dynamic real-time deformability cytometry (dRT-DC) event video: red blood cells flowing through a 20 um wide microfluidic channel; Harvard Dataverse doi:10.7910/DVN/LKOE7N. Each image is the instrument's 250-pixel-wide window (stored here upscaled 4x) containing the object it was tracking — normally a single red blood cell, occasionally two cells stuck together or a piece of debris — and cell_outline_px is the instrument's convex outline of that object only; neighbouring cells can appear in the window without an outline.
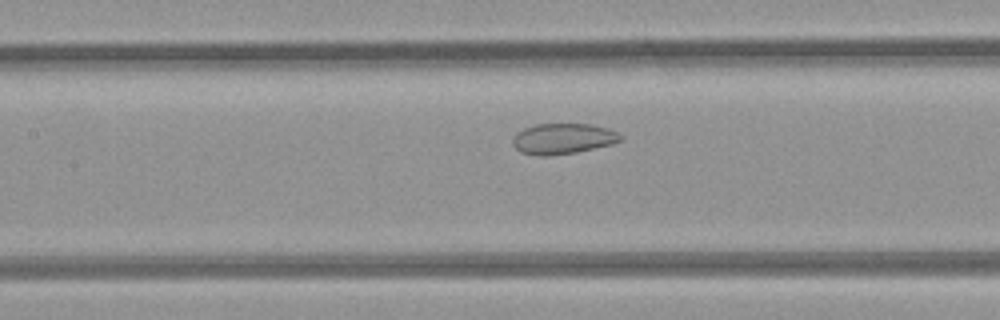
{"species": "common noctule bat (a hibernating species)", "species_latin": "Nyctalus noctula", "temperature_condition": "room temperature", "stored_images_in_passage": 38, "camera_frame_rate_fps": 3000, "um_per_image_px": 0.085, "animal": {"sex": "female", "body_mass_g": 21.9}, "frame": {"image": 1, "passage_image": 10, "time_ms": 3.0, "image_size_px": [1000, 320], "cell_outline_px": [[624, 140], [612, 144], [576, 152], [548, 156], [540, 156], [520, 152], [512, 144], [512, 140], [516, 132], [524, 128], [536, 124], [592, 124], [608, 128], [624, 136]], "centroid_in_image_um": [47.86, 11.79], "position_along_channel_um": 159.5, "area_um2": 19.42}}
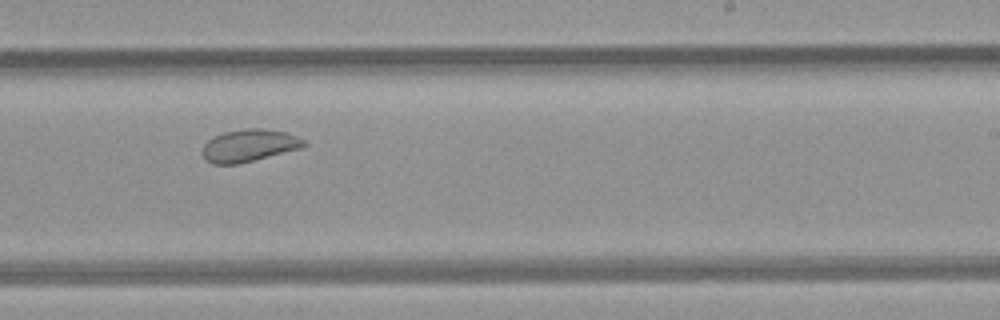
{"frame": {"image": 2, "passage_image": 18, "time_ms": 5.667, "image_size_px": [1000, 320], "cell_outline_px": [[308, 144], [300, 148], [236, 164], [212, 164], [204, 160], [200, 152], [204, 144], [212, 136], [224, 132], [248, 128], [264, 128], [288, 132], [304, 140]], "centroid_in_image_um": [21.12, 12.36], "position_along_channel_um": 267.9, "area_um2": 19.19}}
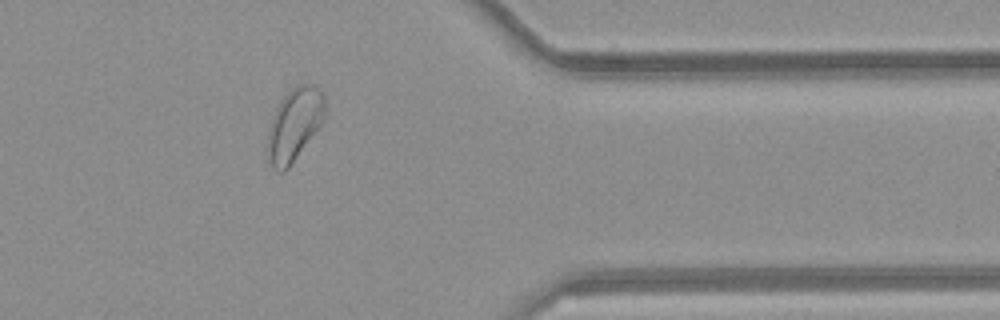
{"frame": {"image": 3, "passage_image": 28, "time_ms": 9.0, "image_size_px": [1000, 320], "cell_outline_px": [[324, 120], [288, 168], [284, 172], [280, 172], [272, 164], [268, 156], [268, 132], [272, 116], [280, 100], [296, 84], [316, 84], [324, 92]], "centroid_in_image_um": [25.04, 10.52], "position_along_channel_um": 386.4, "area_um2": 23.99}, "authors_computed_cell_mechanics": {"area_um2": 21.5594, "velocity_mm_per_s": 4.0728, "shape_relaxation_time_tau1_ms": null, "shape_relaxation_time_tau2_ms": 1.4121, "deformation_change_tau1": null, "deformation_change_tau2": 0.0554}}